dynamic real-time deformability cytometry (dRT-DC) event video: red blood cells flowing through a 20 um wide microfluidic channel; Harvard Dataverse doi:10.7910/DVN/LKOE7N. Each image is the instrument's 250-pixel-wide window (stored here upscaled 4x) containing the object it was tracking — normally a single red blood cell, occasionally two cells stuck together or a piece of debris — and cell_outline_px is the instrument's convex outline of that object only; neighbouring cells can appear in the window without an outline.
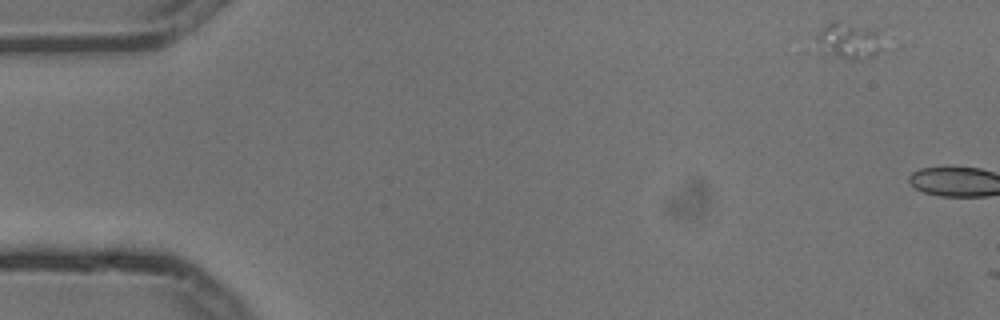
{"species": "common noctule bat (a hibernating species)", "species_latin": "Nyctalus noctula", "temperature_condition": "cold", "stored_images_in_passage": 2, "camera_frame_rate_fps": 3000, "um_per_image_px": 0.085, "animal": {"sex": "male", "body_mass_g": 13.3}, "frame": {"image": 1, "passage_image": 1, "time_ms": 0.0, "image_size_px": [1000, 320], "cell_outline_px": [[880, 52], [872, 56], [856, 60], [848, 60], [816, 52], [816, 36], [832, 20], [836, 20], [876, 28], [880, 48]], "centroid_in_image_um": [72.06, 3.47], "position_along_channel_um": 12.9, "area_um2": 14.39}}